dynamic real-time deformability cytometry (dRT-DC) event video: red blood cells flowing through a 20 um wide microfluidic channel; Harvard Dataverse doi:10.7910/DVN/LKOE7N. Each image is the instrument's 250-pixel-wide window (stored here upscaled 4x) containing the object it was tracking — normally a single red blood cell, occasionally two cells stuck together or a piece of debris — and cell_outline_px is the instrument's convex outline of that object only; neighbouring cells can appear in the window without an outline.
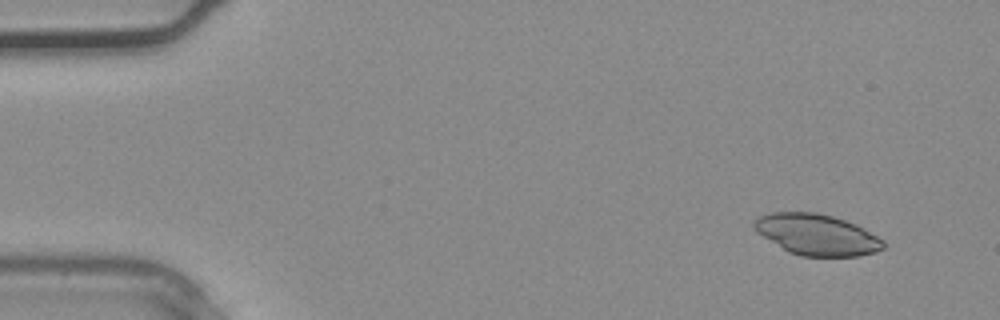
{"species": "common noctule bat (a hibernating species)", "species_latin": "Nyctalus noctula", "temperature_condition": "warm", "stored_images_in_passage": 2, "segment_of_instrument_passage": [2, 2], "camera_frame_rate_fps": 3000, "um_per_image_px": 0.085, "animal": {"sex": "male", "body_mass_g": 20.4}, "frame": {"image": 1, "passage_image": 2, "time_ms": 0.333, "image_size_px": [1000, 320], "cell_outline_px": [[884, 248], [876, 252], [860, 256], [800, 256], [788, 252], [756, 232], [752, 228], [752, 220], [756, 216], [772, 212], [816, 212], [832, 216], [856, 224], [864, 228], [884, 240]], "centroid_in_image_um": [69.39, 19.94], "position_along_channel_um": 15.6, "area_um2": 31.21}}